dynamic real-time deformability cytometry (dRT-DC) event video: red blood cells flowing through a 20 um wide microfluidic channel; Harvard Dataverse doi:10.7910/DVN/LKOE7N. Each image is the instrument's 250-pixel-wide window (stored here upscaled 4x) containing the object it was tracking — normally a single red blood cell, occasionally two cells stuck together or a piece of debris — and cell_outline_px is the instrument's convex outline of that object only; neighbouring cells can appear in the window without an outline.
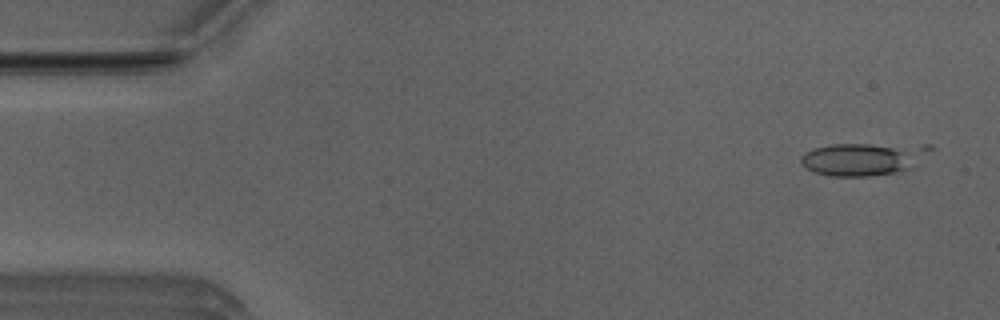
{"species": "Egyptian fruit bat (a non-hibernating species)", "species_latin": "Rousettus aegyptiacus", "temperature_condition": "room temperature", "stored_images_in_passage": 5, "camera_frame_rate_fps": 3000, "um_per_image_px": 0.085, "animal": {"sex": "male"}, "frame": {"image": 1, "passage_image": 3, "time_ms": 0.667, "image_size_px": [1000, 320], "cell_outline_px": [[936, 148], [912, 168], [896, 172], [868, 176], [832, 176], [816, 172], [800, 164], [800, 156], [804, 152], [812, 148], [832, 144], [932, 144]], "centroid_in_image_um": [73.45, 13.48], "position_along_channel_um": 11.5, "area_um2": 25.09}}